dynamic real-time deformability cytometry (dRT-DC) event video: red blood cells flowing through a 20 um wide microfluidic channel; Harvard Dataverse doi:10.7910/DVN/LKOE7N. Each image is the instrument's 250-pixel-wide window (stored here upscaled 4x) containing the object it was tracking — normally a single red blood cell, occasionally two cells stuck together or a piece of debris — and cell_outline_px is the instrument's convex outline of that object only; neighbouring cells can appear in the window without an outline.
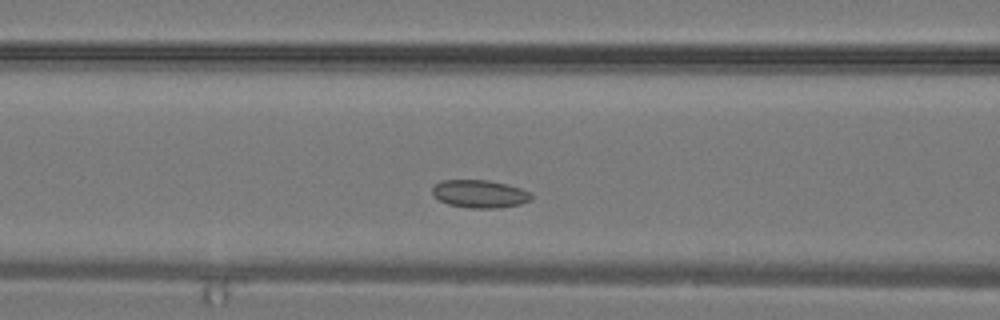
{"species": "common noctule bat (a hibernating species)", "species_latin": "Nyctalus noctula", "temperature_condition": "warm", "stored_images_in_passage": 24, "camera_frame_rate_fps": 3000, "um_per_image_px": 0.085, "animal": {"sex": "male", "body_mass_g": 19.2, "forearm_length_mm": 51.8}, "frame": {"image": 1, "passage_image": 5, "time_ms": 1.333, "image_size_px": [1000, 320], "cell_outline_px": [[532, 200], [520, 204], [500, 208], [468, 208], [448, 204], [432, 196], [432, 188], [440, 180], [488, 180], [508, 184], [532, 192]], "centroid_in_image_um": [40.79, 16.48], "position_along_channel_um": 125.8, "area_um2": 16.3}}
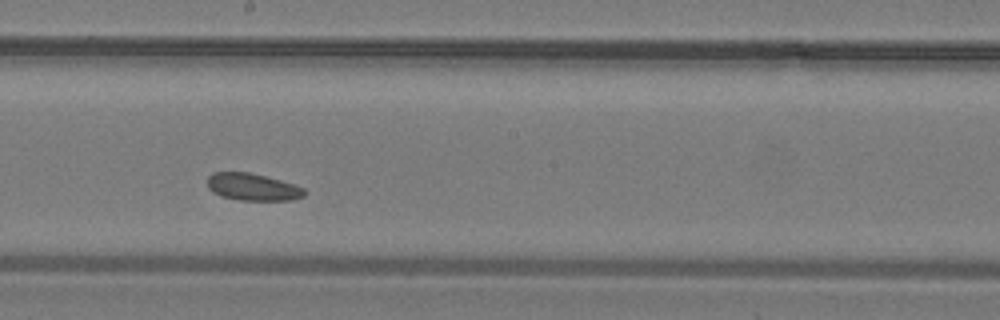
{"frame": {"image": 2, "passage_image": 10, "time_ms": 3.0, "image_size_px": [1000, 320], "cell_outline_px": [[308, 192], [304, 196], [292, 200], [240, 200], [220, 196], [212, 192], [208, 188], [208, 176], [212, 172], [248, 172], [280, 180], [304, 188]], "centroid_in_image_um": [21.46, 15.9], "position_along_channel_um": 226.7, "area_um2": 15.37}}
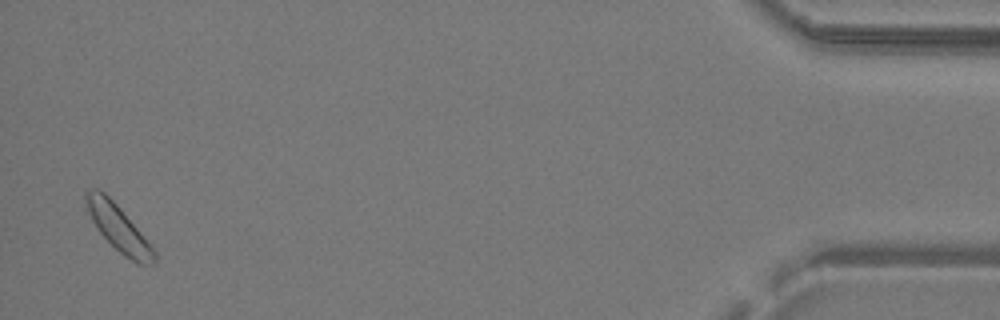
{"frame": {"image": 3, "passage_image": 24, "time_ms": 7.667, "image_size_px": [1000, 320], "cell_outline_px": [[156, 264], [140, 264], [124, 256], [100, 232], [92, 220], [84, 204], [84, 192], [88, 188], [96, 188], [104, 192], [120, 208], [156, 252]], "centroid_in_image_um": [10.03, 19.34], "position_along_channel_um": 425.2, "area_um2": 17.92}}